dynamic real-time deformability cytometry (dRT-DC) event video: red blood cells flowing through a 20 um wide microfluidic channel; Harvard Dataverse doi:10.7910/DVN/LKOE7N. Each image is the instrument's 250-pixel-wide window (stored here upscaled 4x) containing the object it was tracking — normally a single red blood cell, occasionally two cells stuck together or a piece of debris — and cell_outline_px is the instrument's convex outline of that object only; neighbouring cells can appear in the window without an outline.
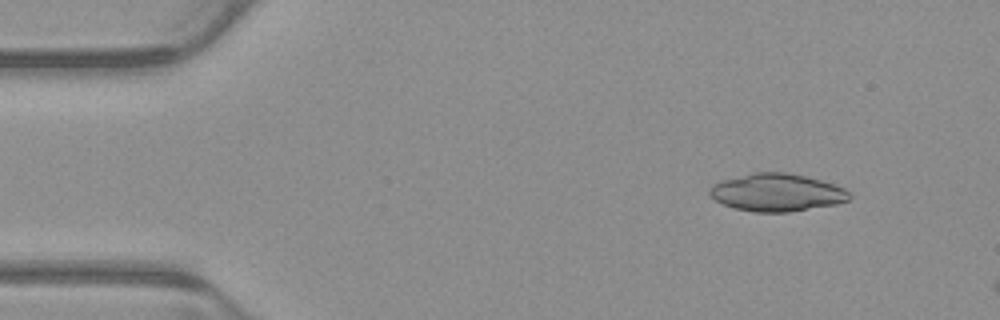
{"species": "common noctule bat (a hibernating species)", "species_latin": "Nyctalus noctula", "temperature_condition": "warm", "stored_images_in_passage": 4, "camera_frame_rate_fps": 3000, "um_per_image_px": 0.085, "animal": {"sex": "male", "body_mass_g": 23.1, "forearm_length_mm": 52.7}, "frame": {"image": 1, "passage_image": 1, "time_ms": 0.0, "image_size_px": [1000, 320], "cell_outline_px": [[852, 196], [848, 200], [836, 204], [788, 212], [752, 212], [736, 208], [724, 204], [716, 200], [708, 192], [708, 188], [712, 184], [724, 180], [752, 172], [784, 172], [804, 176], [820, 180], [844, 188]], "centroid_in_image_um": [66.01, 16.36], "position_along_channel_um": 19.0, "area_um2": 30.4}}